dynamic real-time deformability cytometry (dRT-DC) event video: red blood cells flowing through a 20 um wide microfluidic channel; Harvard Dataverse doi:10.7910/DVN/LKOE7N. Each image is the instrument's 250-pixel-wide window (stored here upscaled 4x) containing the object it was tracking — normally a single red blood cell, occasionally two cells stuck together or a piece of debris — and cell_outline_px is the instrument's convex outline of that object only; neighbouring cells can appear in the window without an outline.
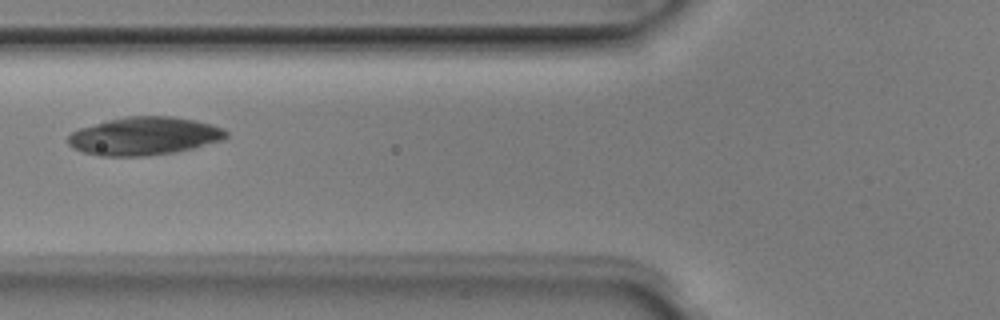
{"species": "Egyptian fruit bat (a non-hibernating species)", "species_latin": "Rousettus aegyptiacus", "temperature_condition": "room temperature", "stored_images_in_passage": 6, "camera_frame_rate_fps": 3000, "um_per_image_px": 0.085, "animal": {"sex": "male"}, "frame": {"image": 1, "passage_image": 5, "time_ms": 1.333, "image_size_px": [1000, 320], "cell_outline_px": [[228, 136], [224, 140], [176, 152], [148, 156], [96, 156], [72, 148], [68, 144], [68, 136], [72, 132], [80, 128], [108, 120], [124, 116], [172, 116], [196, 120], [212, 124], [224, 128], [228, 132]], "centroid_in_image_um": [12.28, 11.57], "position_along_channel_um": 113.5, "area_um2": 35.37}}
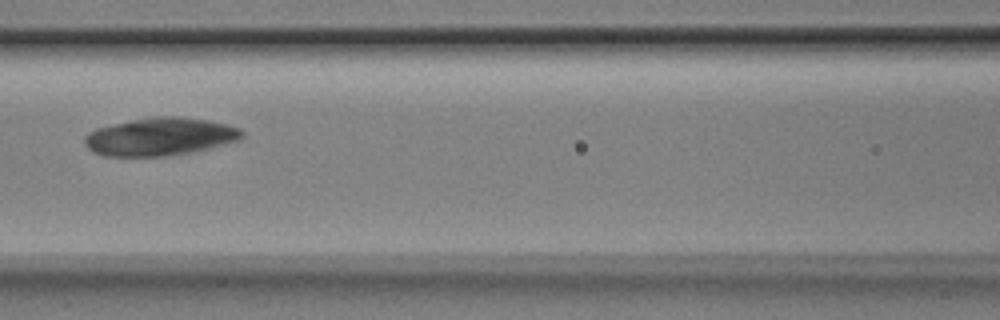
{"frame": {"image": 2, "passage_image": 6, "time_ms": 1.667, "image_size_px": [1000, 320], "cell_outline_px": [[244, 136], [240, 140], [208, 148], [188, 152], [164, 156], [104, 156], [92, 152], [84, 144], [84, 136], [88, 132], [96, 128], [132, 120], [152, 116], [180, 116], [208, 120], [228, 124], [240, 128], [244, 132]], "centroid_in_image_um": [13.6, 11.61], "position_along_channel_um": 153.0, "area_um2": 34.85}}